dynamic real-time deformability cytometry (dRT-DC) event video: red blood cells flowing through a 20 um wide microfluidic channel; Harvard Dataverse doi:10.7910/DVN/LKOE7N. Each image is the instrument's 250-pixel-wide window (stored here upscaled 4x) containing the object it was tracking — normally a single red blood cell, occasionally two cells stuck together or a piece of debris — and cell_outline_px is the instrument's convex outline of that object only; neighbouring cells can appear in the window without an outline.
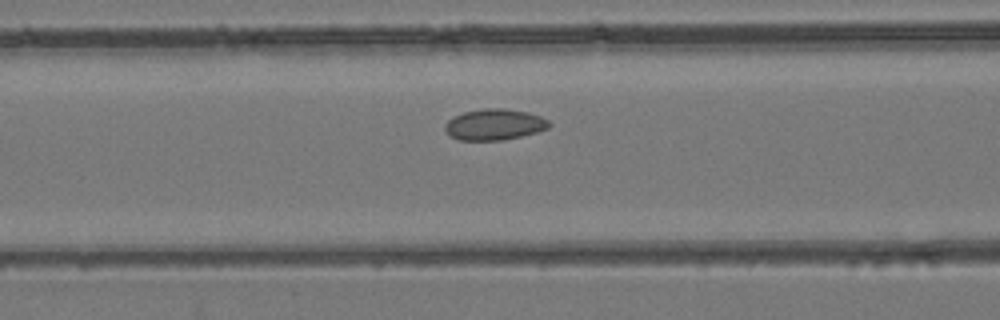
{"species": "common noctule bat (a hibernating species)", "species_latin": "Nyctalus noctula", "temperature_condition": "room temperature", "stored_images_in_passage": 44, "camera_frame_rate_fps": 3000, "um_per_image_px": 0.085, "animal": {"sex": "female", "body_mass_g": 24.6, "forearm_length_mm": 56.2}, "frame": {"image": 1, "passage_image": 15, "time_ms": 4.667, "image_size_px": [1000, 320], "cell_outline_px": [[552, 124], [548, 128], [536, 132], [504, 140], [460, 140], [448, 136], [444, 128], [444, 124], [448, 120], [464, 112], [484, 108], [504, 108], [528, 112], [540, 116], [548, 120]], "centroid_in_image_um": [42.01, 10.58], "position_along_channel_um": 124.6, "area_um2": 18.9}}
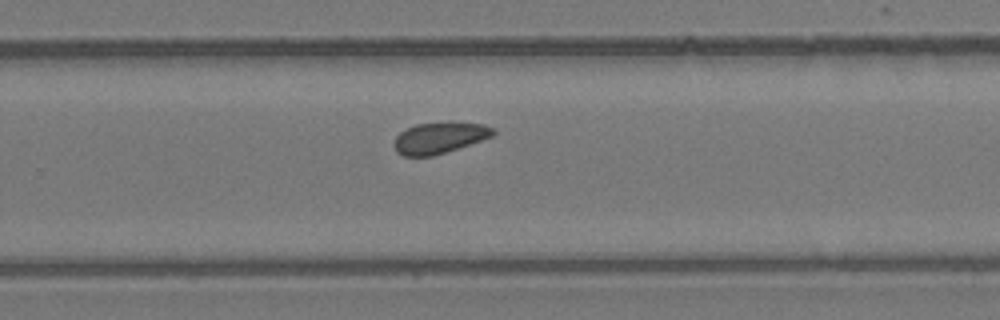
{"frame": {"image": 2, "passage_image": 27, "time_ms": 8.667, "image_size_px": [1000, 320], "cell_outline_px": [[496, 132], [492, 136], [432, 156], [404, 156], [396, 152], [396, 136], [400, 132], [416, 124], [448, 120], [484, 124], [492, 128]], "centroid_in_image_um": [37.37, 11.67], "position_along_channel_um": 292.4, "area_um2": 17.98}}
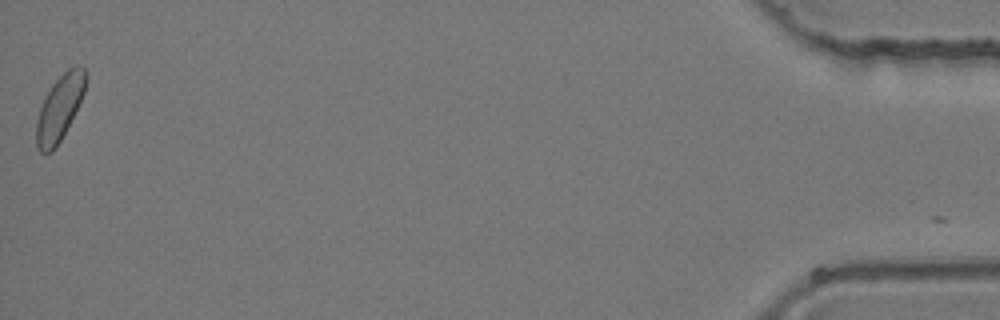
{"frame": {"image": 3, "passage_image": 44, "time_ms": 14.333, "image_size_px": [1000, 320], "cell_outline_px": [[88, 76], [84, 92], [56, 148], [52, 152], [40, 152], [36, 148], [36, 120], [40, 108], [52, 84], [68, 68], [76, 64], [80, 64], [88, 72]], "centroid_in_image_um": [5.07, 9.13], "position_along_channel_um": 430.1, "area_um2": 18.55}}